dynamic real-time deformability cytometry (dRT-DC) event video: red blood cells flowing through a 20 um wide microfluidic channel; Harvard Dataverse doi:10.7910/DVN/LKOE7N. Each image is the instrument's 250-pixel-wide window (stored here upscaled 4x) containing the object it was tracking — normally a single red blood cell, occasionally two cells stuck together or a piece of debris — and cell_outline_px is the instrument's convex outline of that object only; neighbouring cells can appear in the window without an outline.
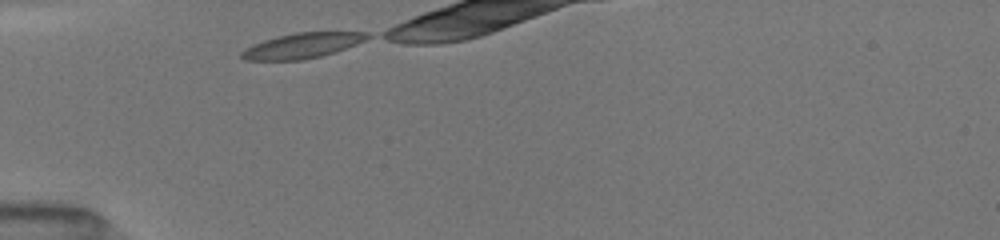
{"species": "common noctule bat (a hibernating species)", "species_latin": "Nyctalus noctula", "temperature_condition": "room temperature", "stored_images_in_passage": 14, "camera_frame_rate_fps": 3000, "um_per_image_px": 0.085, "animal": {"sex": "female", "body_mass_g": 19.5, "forearm_length_mm": 54.1}, "frame": {"image": 1, "passage_image": 1, "time_ms": 0.0, "image_size_px": [1000, 240], "cell_outline_px": [[372, 36], [356, 44], [336, 52], [304, 60], [244, 60], [240, 56], [240, 52], [252, 44], [264, 40], [296, 32], [368, 32]], "centroid_in_image_um": [25.69, 3.88], "position_along_channel_um": 59.3, "area_um2": 18.44}}
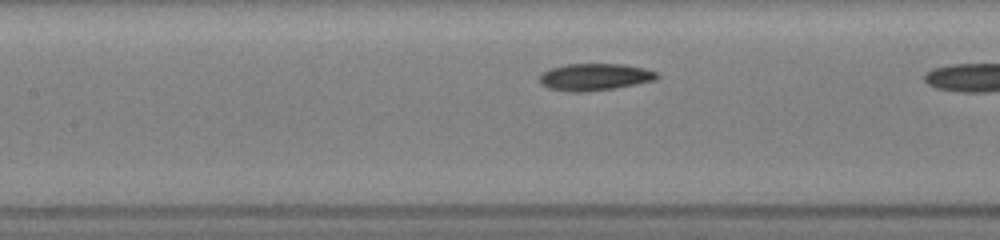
{"frame": {"image": 2, "passage_image": 9, "time_ms": 2.667, "image_size_px": [1000, 240], "cell_outline_px": [[660, 76], [656, 80], [636, 84], [612, 88], [584, 92], [568, 92], [548, 88], [540, 84], [540, 76], [548, 68], [564, 64], [620, 64], [644, 68], [656, 72]], "centroid_in_image_um": [50.52, 6.54], "position_along_channel_um": 156.9, "area_um2": 18.5}}
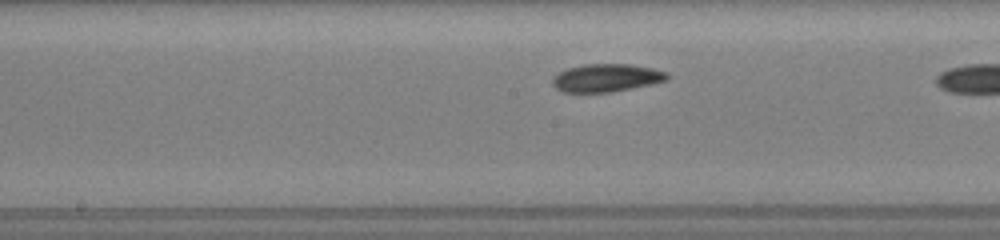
{"frame": {"image": 3, "passage_image": 12, "time_ms": 3.667, "image_size_px": [1000, 240], "cell_outline_px": [[668, 80], [652, 84], [612, 92], [564, 92], [556, 88], [552, 84], [552, 80], [560, 72], [568, 68], [584, 64], [628, 64], [652, 68], [668, 72]], "centroid_in_image_um": [51.57, 6.62], "position_along_channel_um": 196.6, "area_um2": 18.55}}